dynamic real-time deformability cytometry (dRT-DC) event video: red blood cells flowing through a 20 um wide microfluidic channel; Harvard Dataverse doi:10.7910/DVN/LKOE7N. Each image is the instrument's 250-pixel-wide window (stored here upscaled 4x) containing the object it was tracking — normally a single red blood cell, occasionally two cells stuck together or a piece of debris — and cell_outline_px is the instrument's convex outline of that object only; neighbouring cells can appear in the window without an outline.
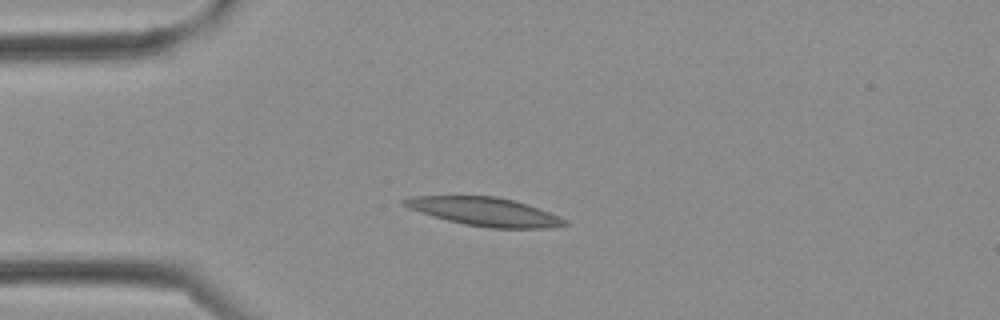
{"species": "Egyptian fruit bat (a non-hibernating species)", "species_latin": "Rousettus aegyptiacus", "temperature_condition": "cold", "stored_images_in_passage": 3, "camera_frame_rate_fps": 3000, "um_per_image_px": 0.085, "frame": {"image": 1, "passage_image": 3, "time_ms": 0.667, "image_size_px": [1000, 320], "cell_outline_px": [[568, 224], [552, 228], [488, 228], [464, 224], [432, 216], [408, 208], [400, 204], [400, 200], [416, 196], [496, 196], [512, 200], [548, 212], [568, 220]], "centroid_in_image_um": [41.17, 18.0], "position_along_channel_um": 43.8, "area_um2": 26.41}}